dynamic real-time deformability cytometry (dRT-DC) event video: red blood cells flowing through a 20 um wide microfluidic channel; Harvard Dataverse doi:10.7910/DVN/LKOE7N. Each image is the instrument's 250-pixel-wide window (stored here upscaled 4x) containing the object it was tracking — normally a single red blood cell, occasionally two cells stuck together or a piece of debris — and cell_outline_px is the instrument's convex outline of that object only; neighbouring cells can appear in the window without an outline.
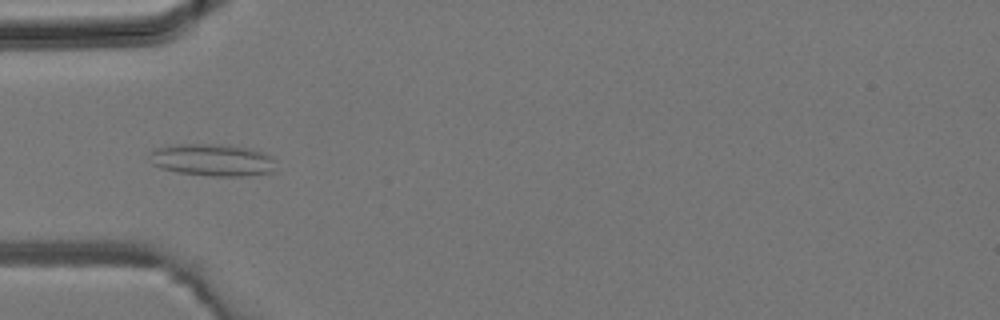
{"species": "common noctule bat (a hibernating species)", "species_latin": "Nyctalus noctula", "temperature_condition": "room temperature", "stored_images_in_passage": 4, "camera_frame_rate_fps": 3000, "um_per_image_px": 0.085, "animal": {"sex": "male", "body_mass_g": 19.2, "forearm_length_mm": 51.8}, "frame": {"image": 1, "passage_image": 4, "time_ms": 1.0, "image_size_px": [1000, 320], "cell_outline_px": [[276, 172], [244, 176], [212, 176], [176, 172], [160, 168], [152, 164], [152, 152], [156, 148], [180, 144], [220, 144], [252, 148], [276, 156]], "centroid_in_image_um": [18.19, 13.6], "position_along_channel_um": 66.8, "area_um2": 24.04}}